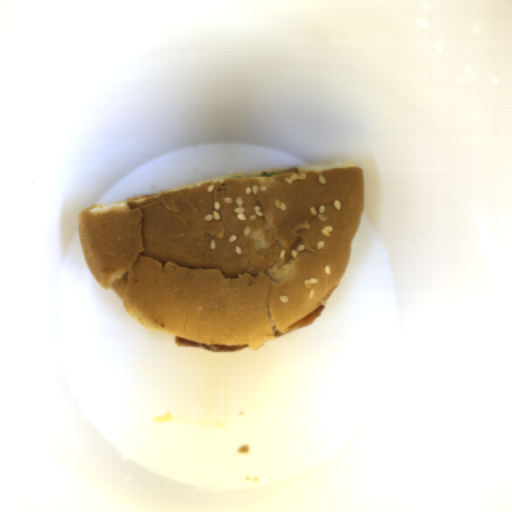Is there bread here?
I'll return each instance as SVG.
<instances>
[{"label":"bread","mask_w":512,"mask_h":512,"mask_svg":"<svg viewBox=\"0 0 512 512\" xmlns=\"http://www.w3.org/2000/svg\"><path fill=\"white\" fill-rule=\"evenodd\" d=\"M365 203L354 162L243 170L86 207L78 241L145 328L256 351L338 288Z\"/></svg>","instance_id":"bread-1"}]
</instances>
